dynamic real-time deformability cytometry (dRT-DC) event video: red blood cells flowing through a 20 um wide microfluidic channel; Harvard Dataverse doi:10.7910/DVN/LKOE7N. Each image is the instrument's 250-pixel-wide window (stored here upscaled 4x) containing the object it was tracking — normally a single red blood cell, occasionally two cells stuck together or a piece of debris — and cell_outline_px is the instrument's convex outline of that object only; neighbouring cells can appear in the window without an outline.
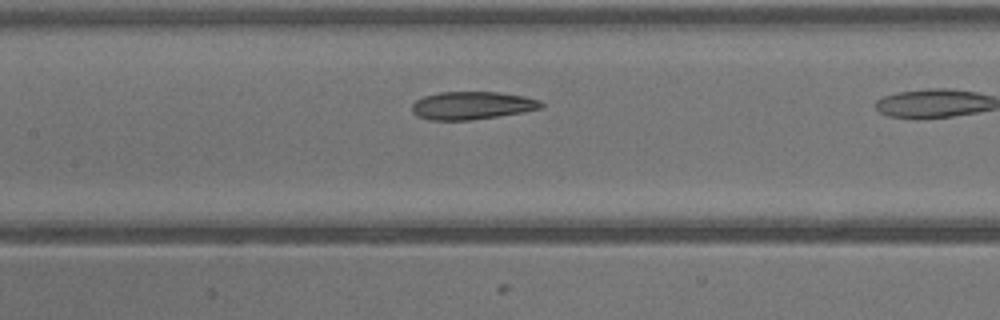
{"species": "common noctule bat (a hibernating species)", "species_latin": "Nyctalus noctula", "temperature_condition": "warm", "stored_images_in_passage": 11, "camera_frame_rate_fps": 3000, "um_per_image_px": 0.085, "animal": {"sex": "male", "body_mass_g": 13.3}, "frame": {"image": 1, "passage_image": 8, "time_ms": 2.333, "image_size_px": [1000, 320], "cell_outline_px": [[544, 108], [524, 112], [468, 120], [428, 120], [416, 116], [412, 112], [412, 104], [416, 100], [424, 96], [440, 92], [496, 92], [524, 96], [540, 100], [544, 104]], "centroid_in_image_um": [40.12, 8.97], "position_along_channel_um": 167.3, "area_um2": 21.04}}
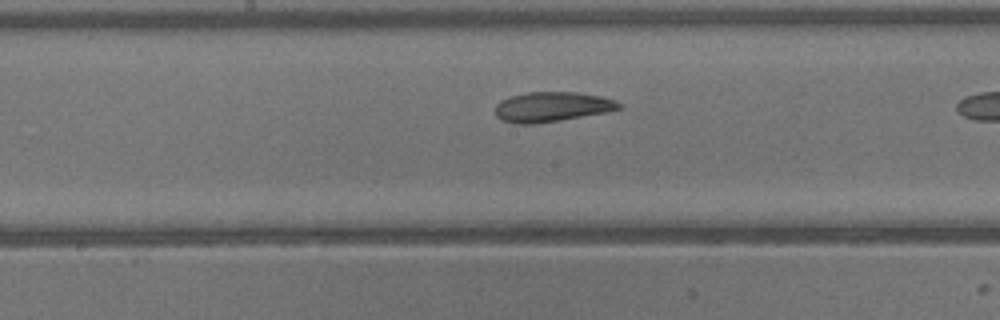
{"frame": {"image": 2, "passage_image": 10, "time_ms": 3.0, "image_size_px": [1000, 320], "cell_outline_px": [[620, 108], [604, 112], [560, 120], [532, 124], [516, 124], [500, 120], [496, 116], [496, 104], [500, 100], [508, 96], [528, 92], [576, 92], [600, 96], [616, 100], [620, 104]], "centroid_in_image_um": [46.84, 9.07], "position_along_channel_um": 201.4, "area_um2": 21.44}}